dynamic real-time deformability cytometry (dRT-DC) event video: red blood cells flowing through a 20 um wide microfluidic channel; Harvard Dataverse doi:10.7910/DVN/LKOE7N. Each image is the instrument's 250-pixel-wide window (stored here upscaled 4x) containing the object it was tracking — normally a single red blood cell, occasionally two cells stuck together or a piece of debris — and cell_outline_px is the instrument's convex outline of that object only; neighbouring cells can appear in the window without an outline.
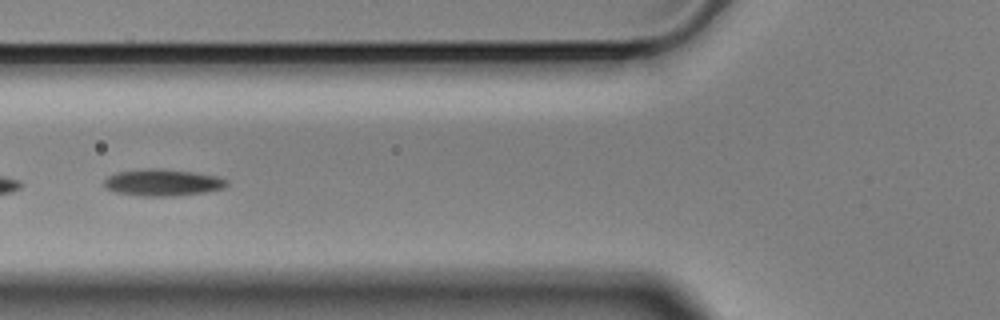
{"species": "Egyptian fruit bat (a non-hibernating species)", "species_latin": "Rousettus aegyptiacus", "temperature_condition": "cold", "stored_images_in_passage": 19, "segment_of_instrument_passage": [2, 2], "camera_frame_rate_fps": 3000, "um_per_image_px": 0.085, "animal": {"sex": "male"}, "frame": {"image": 1, "passage_image": 17, "time_ms": 5.333, "image_size_px": [1000, 320], "cell_outline_px": [[228, 184], [224, 188], [204, 192], [176, 196], [140, 196], [116, 192], [104, 188], [104, 180], [108, 176], [116, 172], [148, 168], [160, 168], [192, 172], [220, 176], [228, 180]], "centroid_in_image_um": [13.83, 15.51], "position_along_channel_um": 112.0, "area_um2": 19.31}}